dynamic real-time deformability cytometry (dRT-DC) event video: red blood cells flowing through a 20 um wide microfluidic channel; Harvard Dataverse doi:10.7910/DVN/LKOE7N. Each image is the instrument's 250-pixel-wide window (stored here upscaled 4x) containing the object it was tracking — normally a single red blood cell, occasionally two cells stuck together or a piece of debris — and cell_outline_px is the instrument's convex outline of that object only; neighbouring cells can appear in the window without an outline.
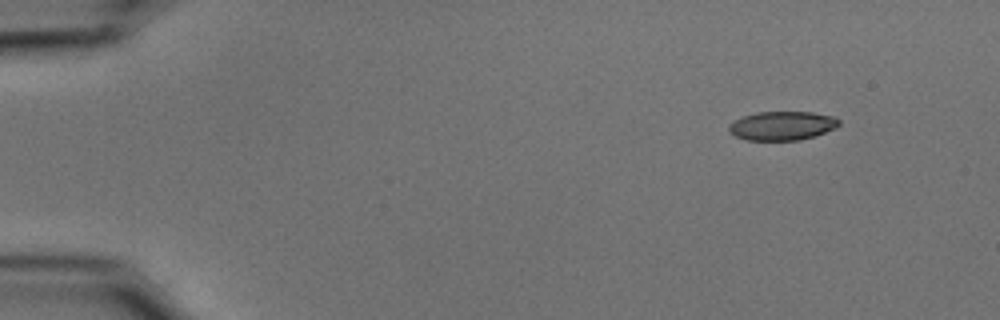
{"species": "common noctule bat (a hibernating species)", "species_latin": "Nyctalus noctula", "temperature_condition": "cold", "stored_images_in_passage": 49, "camera_frame_rate_fps": 3000, "um_per_image_px": 0.085, "animal": {"sex": "male", "body_mass_g": 15.6}, "frame": {"image": 1, "passage_image": 1, "time_ms": 0.0, "image_size_px": [1000, 320], "cell_outline_px": [[840, 124], [836, 128], [816, 136], [800, 140], [748, 140], [736, 136], [728, 132], [728, 124], [744, 116], [756, 112], [812, 112], [832, 116], [840, 120]], "centroid_in_image_um": [66.5, 10.69], "position_along_channel_um": 18.5, "area_um2": 18.61}}
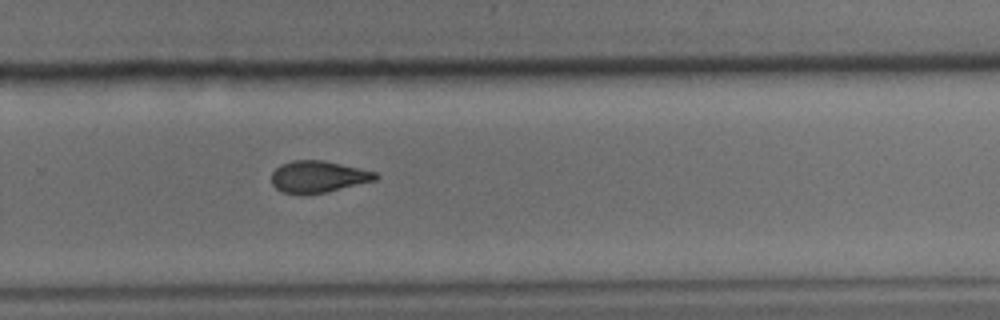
{"frame": {"image": 2, "passage_image": 32, "time_ms": 10.333, "image_size_px": [1000, 320], "cell_outline_px": [[380, 176], [376, 180], [324, 192], [300, 196], [284, 192], [276, 188], [272, 184], [272, 172], [280, 164], [292, 160], [324, 160], [376, 172]], "centroid_in_image_um": [27.02, 15.02], "position_along_channel_um": 302.8, "area_um2": 19.31}}
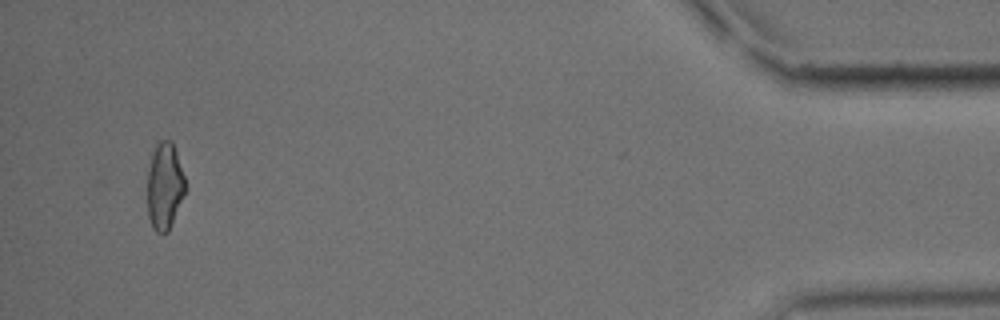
{"frame": {"image": 3, "passage_image": 47, "time_ms": 15.333, "image_size_px": [1000, 320], "cell_outline_px": [[188, 188], [168, 232], [156, 232], [152, 228], [148, 216], [148, 172], [152, 152], [156, 144], [160, 140], [172, 140]], "centroid_in_image_um": [14.01, 15.82], "position_along_channel_um": 421.2, "area_um2": 19.36}, "authors_computed_cell_mechanics": {"area_um2": 19.652, "velocity_mm_per_s": 3.7486, "shape_relaxation_time_tau1_ms": 6.6312, "shape_relaxation_time_tau2_ms": 5.1212, "deformation_change_tau1": 0.1665, "deformation_change_tau2": 0.1235}}